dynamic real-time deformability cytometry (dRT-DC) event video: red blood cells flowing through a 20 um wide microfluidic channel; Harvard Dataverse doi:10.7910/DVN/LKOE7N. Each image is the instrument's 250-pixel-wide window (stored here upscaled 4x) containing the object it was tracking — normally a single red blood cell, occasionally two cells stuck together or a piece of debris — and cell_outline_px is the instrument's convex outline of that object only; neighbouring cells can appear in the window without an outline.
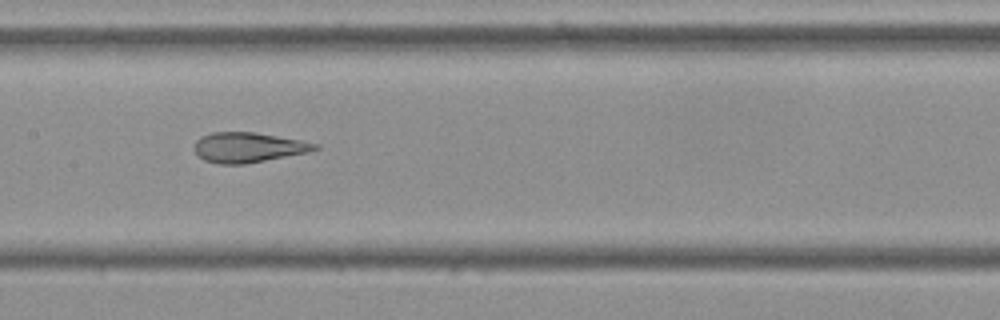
{"species": "Egyptian fruit bat (a non-hibernating species)", "species_latin": "Rousettus aegyptiacus", "temperature_condition": "cold", "stored_images_in_passage": 14, "camera_frame_rate_fps": 3000, "um_per_image_px": 0.085, "frame": {"image": 1, "passage_image": 7, "time_ms": 2.0, "image_size_px": [1000, 320], "cell_outline_px": [[320, 148], [308, 152], [244, 164], [216, 164], [204, 160], [196, 156], [192, 148], [196, 140], [200, 136], [212, 132], [256, 132], [300, 140], [320, 144]], "centroid_in_image_um": [21.03, 12.53], "position_along_channel_um": 186.4, "area_um2": 21.33}}
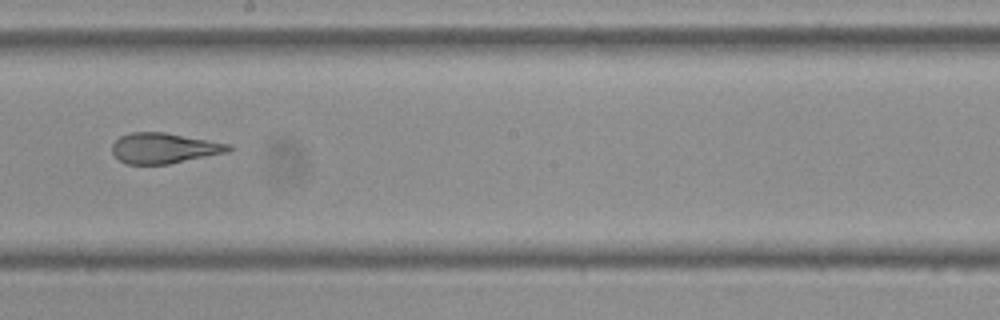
{"frame": {"image": 2, "passage_image": 8, "time_ms": 2.333, "image_size_px": [1000, 320], "cell_outline_px": [[236, 148], [228, 152], [168, 164], [124, 164], [112, 152], [112, 144], [120, 136], [132, 132], [164, 132], [232, 144]], "centroid_in_image_um": [13.98, 12.59], "position_along_channel_um": 234.2, "area_um2": 20.75}}
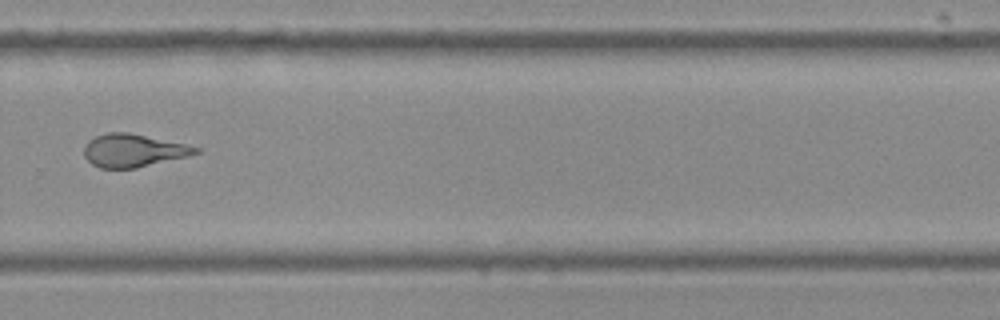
{"frame": {"image": 3, "passage_image": 10, "time_ms": 3.0, "image_size_px": [1000, 320], "cell_outline_px": [[200, 152], [188, 156], [136, 168], [100, 168], [92, 164], [84, 156], [84, 144], [88, 140], [96, 136], [108, 132], [128, 132], [184, 144], [200, 148]], "centroid_in_image_um": [11.29, 12.79], "position_along_channel_um": 318.5, "area_um2": 21.27}}